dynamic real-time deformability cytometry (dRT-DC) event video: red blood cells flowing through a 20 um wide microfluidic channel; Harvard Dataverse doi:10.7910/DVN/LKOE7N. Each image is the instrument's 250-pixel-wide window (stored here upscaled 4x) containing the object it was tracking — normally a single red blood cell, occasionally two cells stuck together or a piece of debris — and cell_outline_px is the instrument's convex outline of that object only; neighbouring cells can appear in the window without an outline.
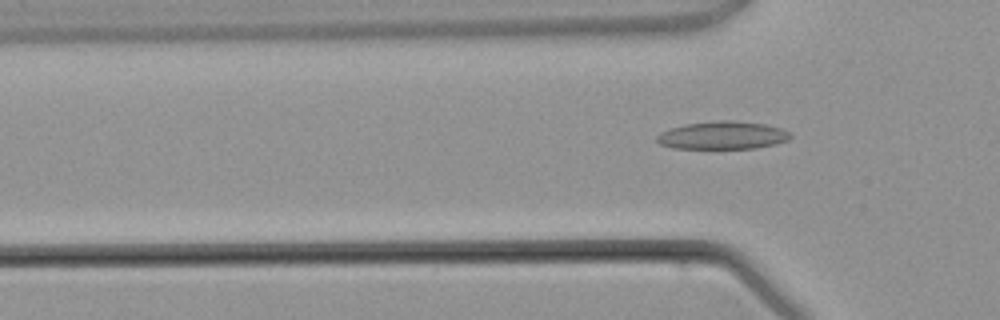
{"species": "common noctule bat (a hibernating species)", "species_latin": "Nyctalus noctula", "temperature_condition": "warm", "stored_images_in_passage": 4, "camera_frame_rate_fps": 3000, "um_per_image_px": 0.085, "animal": {"sex": "male", "body_mass_g": 21.5, "forearm_length_mm": 52.0}, "frame": {"image": 1, "passage_image": 4, "time_ms": 3.667, "image_size_px": [1000, 320], "cell_outline_px": [[792, 136], [788, 140], [776, 144], [756, 148], [672, 148], [660, 144], [656, 140], [656, 136], [660, 132], [668, 128], [684, 124], [720, 120], [728, 120], [764, 124], [780, 128], [788, 132]], "centroid_in_image_um": [61.38, 11.5], "position_along_channel_um": 64.4, "area_um2": 21.68}}